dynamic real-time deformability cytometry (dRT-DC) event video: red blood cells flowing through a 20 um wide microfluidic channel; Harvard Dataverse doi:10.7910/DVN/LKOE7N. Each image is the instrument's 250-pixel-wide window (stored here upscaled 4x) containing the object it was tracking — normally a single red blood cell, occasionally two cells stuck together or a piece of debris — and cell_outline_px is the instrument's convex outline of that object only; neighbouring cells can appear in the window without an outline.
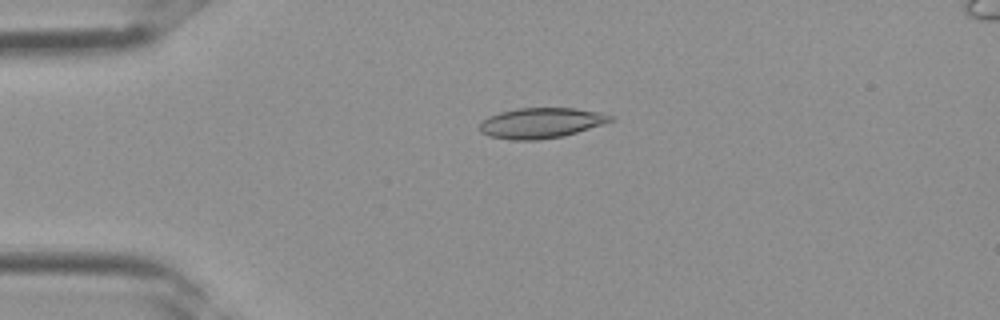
{"species": "Egyptian fruit bat (a non-hibernating species)", "species_latin": "Rousettus aegyptiacus", "temperature_condition": "room temperature", "stored_images_in_passage": 4, "camera_frame_rate_fps": 3000, "um_per_image_px": 0.085, "frame": {"image": 1, "passage_image": 3, "time_ms": 0.667, "image_size_px": [1000, 320], "cell_outline_px": [[616, 120], [564, 136], [536, 140], [512, 140], [488, 136], [480, 132], [480, 120], [488, 116], [500, 112], [516, 108], [576, 108], [600, 112], [616, 116]], "centroid_in_image_um": [46.0, 10.45], "position_along_channel_um": 39.0, "area_um2": 23.47}}